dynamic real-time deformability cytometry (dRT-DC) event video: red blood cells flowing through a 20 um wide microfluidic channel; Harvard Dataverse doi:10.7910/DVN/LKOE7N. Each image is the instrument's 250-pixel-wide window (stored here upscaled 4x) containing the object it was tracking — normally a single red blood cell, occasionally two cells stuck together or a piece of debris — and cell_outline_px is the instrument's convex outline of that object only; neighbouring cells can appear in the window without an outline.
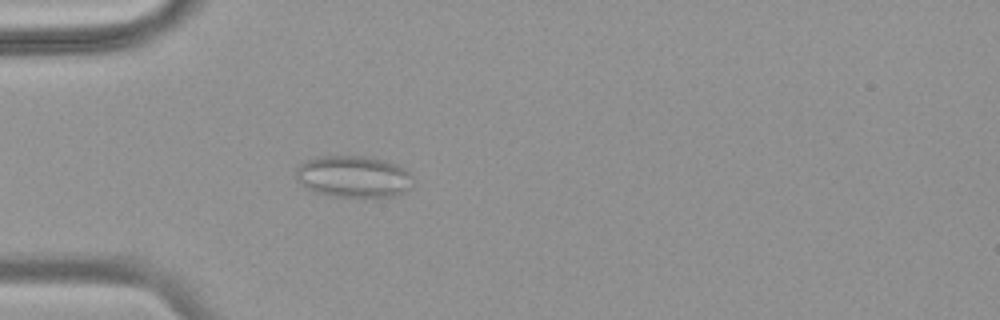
{"species": "common noctule bat (a hibernating species)", "species_latin": "Nyctalus noctula", "temperature_condition": "warm", "stored_images_in_passage": 55, "camera_frame_rate_fps": 3000, "um_per_image_px": 0.085, "animal": {"sex": "female", "body_mass_g": 18.4}, "frame": {"image": 1, "passage_image": 17, "time_ms": 5.333, "image_size_px": [1000, 320], "cell_outline_px": [[412, 176], [408, 188], [400, 196], [376, 200], [332, 196], [316, 192], [300, 184], [296, 180], [296, 168], [300, 164], [316, 156], [364, 156], [384, 160], [396, 164], [404, 168]], "centroid_in_image_um": [30.06, 15.06], "position_along_channel_um": 54.9, "area_um2": 29.25}}
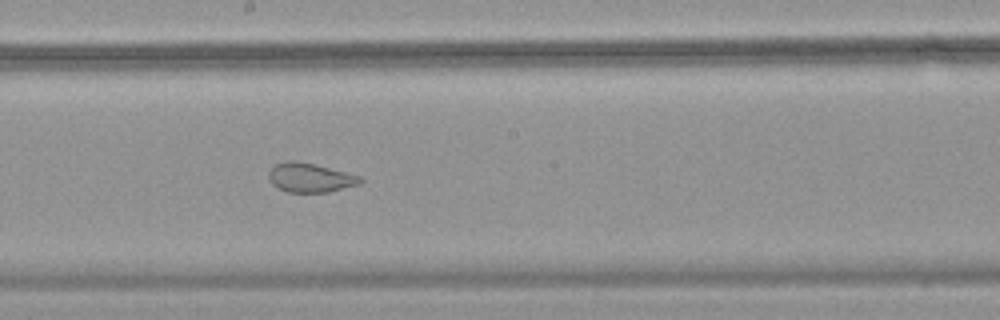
{"frame": {"image": 2, "passage_image": 31, "time_ms": 10.0, "image_size_px": [1000, 320], "cell_outline_px": [[364, 180], [360, 184], [328, 192], [288, 192], [272, 184], [268, 180], [268, 172], [276, 164], [284, 160], [296, 160], [360, 176]], "centroid_in_image_um": [26.33, 15.1], "position_along_channel_um": 221.9, "area_um2": 15.43}}
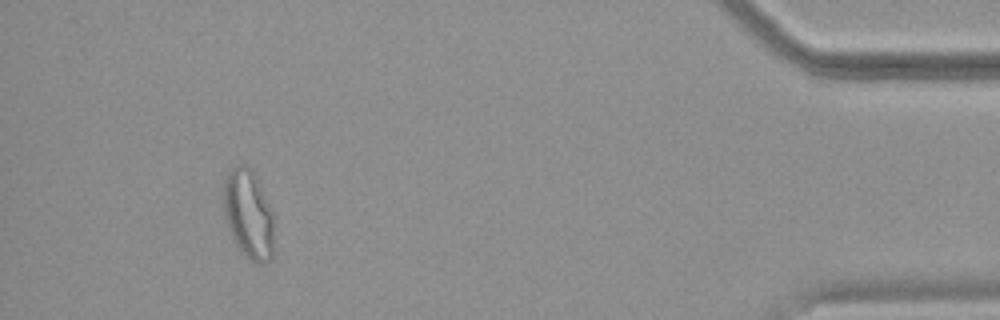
{"frame": {"image": 3, "passage_image": 51, "time_ms": 16.667, "image_size_px": [1000, 320], "cell_outline_px": [[272, 256], [268, 260], [260, 264], [244, 256], [236, 244], [228, 228], [224, 216], [224, 176], [236, 164], [244, 164], [252, 168], [260, 184], [272, 212]], "centroid_in_image_um": [21.09, 18.16], "position_along_channel_um": 414.1, "area_um2": 26.01}, "authors_computed_cell_mechanics": {"area_um2": 24.1026, "velocity_mm_per_s": 3.767, "shape_relaxation_time_tau1_ms": null, "shape_relaxation_time_tau2_ms": 1.1961, "deformation_change_tau1": null, "deformation_change_tau2": 0.068}}